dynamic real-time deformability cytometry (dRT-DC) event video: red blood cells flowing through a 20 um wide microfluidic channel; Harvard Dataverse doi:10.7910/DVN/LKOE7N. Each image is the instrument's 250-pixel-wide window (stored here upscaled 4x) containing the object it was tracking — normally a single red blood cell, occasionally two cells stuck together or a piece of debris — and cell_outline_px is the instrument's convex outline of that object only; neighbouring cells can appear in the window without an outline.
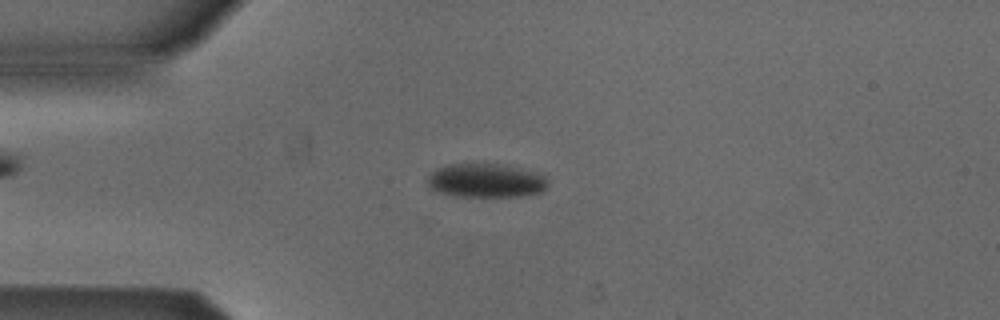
{"species": "Egyptian fruit bat (a non-hibernating species)", "species_latin": "Rousettus aegyptiacus", "temperature_condition": "cold", "stored_images_in_passage": 43, "camera_frame_rate_fps": 3000, "um_per_image_px": 0.085, "animal": {"sex": "male"}, "frame": {"image": 1, "passage_image": 4, "time_ms": 1.0, "image_size_px": [1000, 320], "cell_outline_px": [[548, 184], [540, 192], [520, 196], [452, 196], [436, 192], [428, 188], [428, 176], [436, 168], [448, 164], [500, 164], [520, 168], [544, 176], [548, 180]], "centroid_in_image_um": [41.23, 15.35], "position_along_channel_um": 43.8, "area_um2": 23.7}}
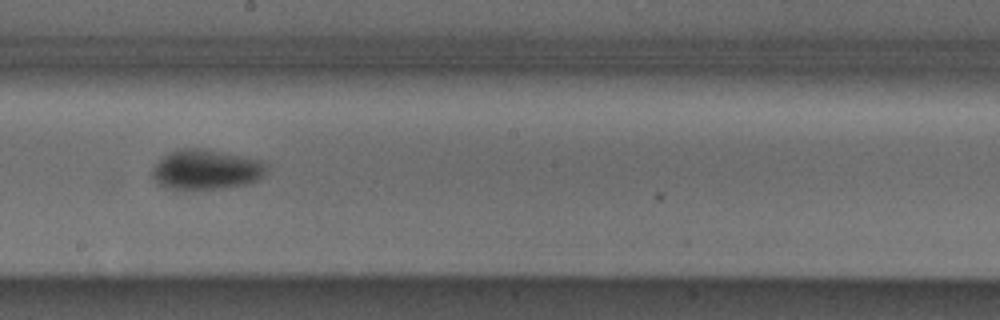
{"frame": {"image": 2, "passage_image": 20, "time_ms": 6.333, "image_size_px": [1000, 320], "cell_outline_px": [[268, 168], [264, 176], [248, 184], [220, 188], [164, 188], [152, 176], [152, 172], [156, 164], [168, 152], [180, 148], [204, 148], [264, 160], [268, 164]], "centroid_in_image_um": [17.59, 14.38], "position_along_channel_um": 230.6, "area_um2": 26.59}}
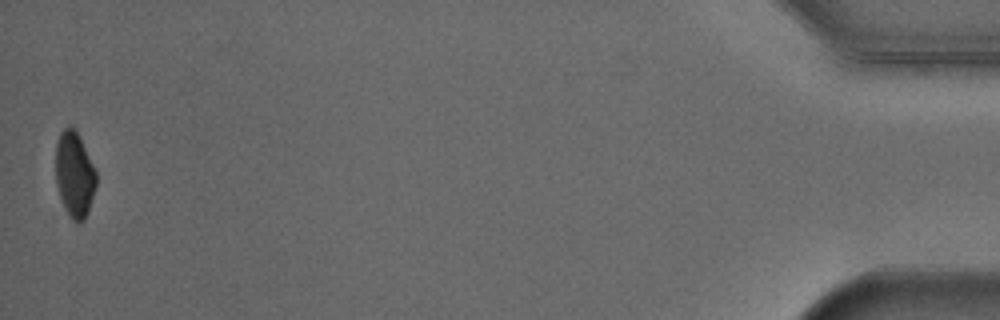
{"frame": {"image": 3, "passage_image": 43, "time_ms": 14.0, "image_size_px": [1000, 320], "cell_outline_px": [[96, 184], [88, 212], [84, 220], [76, 224], [68, 216], [64, 208], [56, 184], [56, 144], [60, 132], [64, 128], [72, 128], [80, 136], [96, 172]], "centroid_in_image_um": [6.32, 14.87], "position_along_channel_um": 428.9, "area_um2": 20.11}, "authors_computed_cell_mechanics": {"area_um2": 24.9118, "velocity_mm_per_s": 3.8843, "shape_relaxation_time_tau1_ms": 3.7837, "shape_relaxation_time_tau2_ms": null, "deformation_change_tau1": 0.0763, "deformation_change_tau2": null}}